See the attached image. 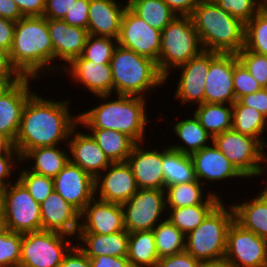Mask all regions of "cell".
Wrapping results in <instances>:
<instances>
[{
  "mask_svg": "<svg viewBox=\"0 0 267 267\" xmlns=\"http://www.w3.org/2000/svg\"><path fill=\"white\" fill-rule=\"evenodd\" d=\"M40 94L35 92L22 112L14 142L20 157L37 147L63 146V142L67 147L71 131L79 124L78 114L70 112L71 99L56 101Z\"/></svg>",
  "mask_w": 267,
  "mask_h": 267,
  "instance_id": "6da1fadb",
  "label": "cell"
},
{
  "mask_svg": "<svg viewBox=\"0 0 267 267\" xmlns=\"http://www.w3.org/2000/svg\"><path fill=\"white\" fill-rule=\"evenodd\" d=\"M111 98V100H110ZM96 96L100 103L88 111L78 113L81 129H111L124 133L136 143H144L149 123L147 98L130 95Z\"/></svg>",
  "mask_w": 267,
  "mask_h": 267,
  "instance_id": "7a4b0ae2",
  "label": "cell"
},
{
  "mask_svg": "<svg viewBox=\"0 0 267 267\" xmlns=\"http://www.w3.org/2000/svg\"><path fill=\"white\" fill-rule=\"evenodd\" d=\"M9 53L13 66L23 77L40 80L47 72H55L47 18L32 16L19 19L15 24L14 41Z\"/></svg>",
  "mask_w": 267,
  "mask_h": 267,
  "instance_id": "3957f363",
  "label": "cell"
},
{
  "mask_svg": "<svg viewBox=\"0 0 267 267\" xmlns=\"http://www.w3.org/2000/svg\"><path fill=\"white\" fill-rule=\"evenodd\" d=\"M190 17L204 50L237 54L244 47L245 24L212 0H202Z\"/></svg>",
  "mask_w": 267,
  "mask_h": 267,
  "instance_id": "277c9868",
  "label": "cell"
},
{
  "mask_svg": "<svg viewBox=\"0 0 267 267\" xmlns=\"http://www.w3.org/2000/svg\"><path fill=\"white\" fill-rule=\"evenodd\" d=\"M113 78V95L139 96L147 99V93L165 84L157 63L132 50L117 46L110 61ZM146 93V94H145Z\"/></svg>",
  "mask_w": 267,
  "mask_h": 267,
  "instance_id": "5b68a950",
  "label": "cell"
},
{
  "mask_svg": "<svg viewBox=\"0 0 267 267\" xmlns=\"http://www.w3.org/2000/svg\"><path fill=\"white\" fill-rule=\"evenodd\" d=\"M225 202L223 200L195 230L185 236V251L199 261L224 259L227 231L234 221L232 205L227 206Z\"/></svg>",
  "mask_w": 267,
  "mask_h": 267,
  "instance_id": "8992f818",
  "label": "cell"
},
{
  "mask_svg": "<svg viewBox=\"0 0 267 267\" xmlns=\"http://www.w3.org/2000/svg\"><path fill=\"white\" fill-rule=\"evenodd\" d=\"M199 35L190 16H176L163 30L158 70L165 78L174 69L188 62L203 51ZM171 72V73H170ZM167 81V82H166Z\"/></svg>",
  "mask_w": 267,
  "mask_h": 267,
  "instance_id": "52a82bcc",
  "label": "cell"
},
{
  "mask_svg": "<svg viewBox=\"0 0 267 267\" xmlns=\"http://www.w3.org/2000/svg\"><path fill=\"white\" fill-rule=\"evenodd\" d=\"M212 140L244 178H257L266 173L267 148L258 139L232 128L215 135Z\"/></svg>",
  "mask_w": 267,
  "mask_h": 267,
  "instance_id": "ba28073f",
  "label": "cell"
},
{
  "mask_svg": "<svg viewBox=\"0 0 267 267\" xmlns=\"http://www.w3.org/2000/svg\"><path fill=\"white\" fill-rule=\"evenodd\" d=\"M74 240L55 231L25 233L19 267H60L65 254L75 244Z\"/></svg>",
  "mask_w": 267,
  "mask_h": 267,
  "instance_id": "9c48e42d",
  "label": "cell"
},
{
  "mask_svg": "<svg viewBox=\"0 0 267 267\" xmlns=\"http://www.w3.org/2000/svg\"><path fill=\"white\" fill-rule=\"evenodd\" d=\"M2 191L6 230L21 234L42 230L40 204L17 178Z\"/></svg>",
  "mask_w": 267,
  "mask_h": 267,
  "instance_id": "30bf717a",
  "label": "cell"
},
{
  "mask_svg": "<svg viewBox=\"0 0 267 267\" xmlns=\"http://www.w3.org/2000/svg\"><path fill=\"white\" fill-rule=\"evenodd\" d=\"M121 206L123 208L124 228L129 233L153 230L167 217L165 190L138 189Z\"/></svg>",
  "mask_w": 267,
  "mask_h": 267,
  "instance_id": "8fae6325",
  "label": "cell"
},
{
  "mask_svg": "<svg viewBox=\"0 0 267 267\" xmlns=\"http://www.w3.org/2000/svg\"><path fill=\"white\" fill-rule=\"evenodd\" d=\"M224 260L229 267H267V241L234 220L227 231Z\"/></svg>",
  "mask_w": 267,
  "mask_h": 267,
  "instance_id": "7c38bea8",
  "label": "cell"
},
{
  "mask_svg": "<svg viewBox=\"0 0 267 267\" xmlns=\"http://www.w3.org/2000/svg\"><path fill=\"white\" fill-rule=\"evenodd\" d=\"M117 41L119 46L152 59L158 66L162 31L148 25L129 6L123 13Z\"/></svg>",
  "mask_w": 267,
  "mask_h": 267,
  "instance_id": "4fadbf2b",
  "label": "cell"
},
{
  "mask_svg": "<svg viewBox=\"0 0 267 267\" xmlns=\"http://www.w3.org/2000/svg\"><path fill=\"white\" fill-rule=\"evenodd\" d=\"M210 66V51L203 50L188 62L176 68L178 76L173 98L184 107L205 103V84ZM180 100V101H179Z\"/></svg>",
  "mask_w": 267,
  "mask_h": 267,
  "instance_id": "5bb4252c",
  "label": "cell"
},
{
  "mask_svg": "<svg viewBox=\"0 0 267 267\" xmlns=\"http://www.w3.org/2000/svg\"><path fill=\"white\" fill-rule=\"evenodd\" d=\"M137 191L135 177L127 161L111 163L95 179V197L106 202L122 205Z\"/></svg>",
  "mask_w": 267,
  "mask_h": 267,
  "instance_id": "9a60e30c",
  "label": "cell"
},
{
  "mask_svg": "<svg viewBox=\"0 0 267 267\" xmlns=\"http://www.w3.org/2000/svg\"><path fill=\"white\" fill-rule=\"evenodd\" d=\"M234 53L210 51V66L205 84V103L233 104Z\"/></svg>",
  "mask_w": 267,
  "mask_h": 267,
  "instance_id": "2e32d148",
  "label": "cell"
},
{
  "mask_svg": "<svg viewBox=\"0 0 267 267\" xmlns=\"http://www.w3.org/2000/svg\"><path fill=\"white\" fill-rule=\"evenodd\" d=\"M47 26L53 45L55 74L58 71L62 73L66 66L81 56L89 33L87 29L69 25L63 20L47 18Z\"/></svg>",
  "mask_w": 267,
  "mask_h": 267,
  "instance_id": "e0dca14e",
  "label": "cell"
},
{
  "mask_svg": "<svg viewBox=\"0 0 267 267\" xmlns=\"http://www.w3.org/2000/svg\"><path fill=\"white\" fill-rule=\"evenodd\" d=\"M53 182L54 190L80 213L95 197V179L70 161L53 178Z\"/></svg>",
  "mask_w": 267,
  "mask_h": 267,
  "instance_id": "ac0fdd59",
  "label": "cell"
},
{
  "mask_svg": "<svg viewBox=\"0 0 267 267\" xmlns=\"http://www.w3.org/2000/svg\"><path fill=\"white\" fill-rule=\"evenodd\" d=\"M125 230L120 204L94 197L80 213L78 233L113 234Z\"/></svg>",
  "mask_w": 267,
  "mask_h": 267,
  "instance_id": "d6986e66",
  "label": "cell"
},
{
  "mask_svg": "<svg viewBox=\"0 0 267 267\" xmlns=\"http://www.w3.org/2000/svg\"><path fill=\"white\" fill-rule=\"evenodd\" d=\"M79 128L81 126L78 124L71 131L67 142L69 161L96 179L111 162L86 129L83 132Z\"/></svg>",
  "mask_w": 267,
  "mask_h": 267,
  "instance_id": "ffe728a7",
  "label": "cell"
},
{
  "mask_svg": "<svg viewBox=\"0 0 267 267\" xmlns=\"http://www.w3.org/2000/svg\"><path fill=\"white\" fill-rule=\"evenodd\" d=\"M34 80L37 83V79L23 77L0 97V134L13 142L20 127L24 106L35 93L30 83Z\"/></svg>",
  "mask_w": 267,
  "mask_h": 267,
  "instance_id": "44dd1931",
  "label": "cell"
},
{
  "mask_svg": "<svg viewBox=\"0 0 267 267\" xmlns=\"http://www.w3.org/2000/svg\"><path fill=\"white\" fill-rule=\"evenodd\" d=\"M144 145V146H143ZM141 142L136 143L127 159L138 189L165 190L164 173L162 170V149L154 150Z\"/></svg>",
  "mask_w": 267,
  "mask_h": 267,
  "instance_id": "7402d4cb",
  "label": "cell"
},
{
  "mask_svg": "<svg viewBox=\"0 0 267 267\" xmlns=\"http://www.w3.org/2000/svg\"><path fill=\"white\" fill-rule=\"evenodd\" d=\"M76 84L83 85L85 92L96 96L113 95V78L110 64H98L85 60L82 56L75 58L62 70Z\"/></svg>",
  "mask_w": 267,
  "mask_h": 267,
  "instance_id": "603a6c76",
  "label": "cell"
},
{
  "mask_svg": "<svg viewBox=\"0 0 267 267\" xmlns=\"http://www.w3.org/2000/svg\"><path fill=\"white\" fill-rule=\"evenodd\" d=\"M42 230L55 231L76 238L80 212L55 190L40 204Z\"/></svg>",
  "mask_w": 267,
  "mask_h": 267,
  "instance_id": "cb8c5ba5",
  "label": "cell"
},
{
  "mask_svg": "<svg viewBox=\"0 0 267 267\" xmlns=\"http://www.w3.org/2000/svg\"><path fill=\"white\" fill-rule=\"evenodd\" d=\"M190 156L196 178L205 186L215 181L225 182L226 179H244L213 142Z\"/></svg>",
  "mask_w": 267,
  "mask_h": 267,
  "instance_id": "d4e9b609",
  "label": "cell"
},
{
  "mask_svg": "<svg viewBox=\"0 0 267 267\" xmlns=\"http://www.w3.org/2000/svg\"><path fill=\"white\" fill-rule=\"evenodd\" d=\"M127 6V0L121 3L118 0H90L88 33L118 39L122 16Z\"/></svg>",
  "mask_w": 267,
  "mask_h": 267,
  "instance_id": "484cf974",
  "label": "cell"
},
{
  "mask_svg": "<svg viewBox=\"0 0 267 267\" xmlns=\"http://www.w3.org/2000/svg\"><path fill=\"white\" fill-rule=\"evenodd\" d=\"M75 240L88 258L101 255L127 257L129 232L126 229L113 234L77 233Z\"/></svg>",
  "mask_w": 267,
  "mask_h": 267,
  "instance_id": "4316f807",
  "label": "cell"
},
{
  "mask_svg": "<svg viewBox=\"0 0 267 267\" xmlns=\"http://www.w3.org/2000/svg\"><path fill=\"white\" fill-rule=\"evenodd\" d=\"M250 198L231 204L234 220L267 241V190L261 188L257 196Z\"/></svg>",
  "mask_w": 267,
  "mask_h": 267,
  "instance_id": "83f0119b",
  "label": "cell"
},
{
  "mask_svg": "<svg viewBox=\"0 0 267 267\" xmlns=\"http://www.w3.org/2000/svg\"><path fill=\"white\" fill-rule=\"evenodd\" d=\"M204 188L206 187L198 179L188 183L166 186V207L178 208L199 204H220L225 200L220 196V192L218 193L216 190L206 192Z\"/></svg>",
  "mask_w": 267,
  "mask_h": 267,
  "instance_id": "f1b7e54d",
  "label": "cell"
},
{
  "mask_svg": "<svg viewBox=\"0 0 267 267\" xmlns=\"http://www.w3.org/2000/svg\"><path fill=\"white\" fill-rule=\"evenodd\" d=\"M66 149L60 148L59 145L37 147L28 150L21 157V163L24 165V162L33 161L32 165L29 164L27 167L29 171L54 178L69 161L68 146Z\"/></svg>",
  "mask_w": 267,
  "mask_h": 267,
  "instance_id": "f546056e",
  "label": "cell"
},
{
  "mask_svg": "<svg viewBox=\"0 0 267 267\" xmlns=\"http://www.w3.org/2000/svg\"><path fill=\"white\" fill-rule=\"evenodd\" d=\"M191 115H193L192 118H183L172 126L173 134L180 138L181 143H171L172 145H168L170 148L187 155L200 151L204 147L209 146V143L213 141V138L203 128L194 113Z\"/></svg>",
  "mask_w": 267,
  "mask_h": 267,
  "instance_id": "4dcf8cb0",
  "label": "cell"
},
{
  "mask_svg": "<svg viewBox=\"0 0 267 267\" xmlns=\"http://www.w3.org/2000/svg\"><path fill=\"white\" fill-rule=\"evenodd\" d=\"M111 163L126 162L136 142L128 135L111 129H87Z\"/></svg>",
  "mask_w": 267,
  "mask_h": 267,
  "instance_id": "1f68e13d",
  "label": "cell"
},
{
  "mask_svg": "<svg viewBox=\"0 0 267 267\" xmlns=\"http://www.w3.org/2000/svg\"><path fill=\"white\" fill-rule=\"evenodd\" d=\"M166 146L161 147L165 188L197 180L191 156Z\"/></svg>",
  "mask_w": 267,
  "mask_h": 267,
  "instance_id": "d6a6232c",
  "label": "cell"
},
{
  "mask_svg": "<svg viewBox=\"0 0 267 267\" xmlns=\"http://www.w3.org/2000/svg\"><path fill=\"white\" fill-rule=\"evenodd\" d=\"M127 259L131 267H156L159 257L153 230L129 233Z\"/></svg>",
  "mask_w": 267,
  "mask_h": 267,
  "instance_id": "836d02e7",
  "label": "cell"
},
{
  "mask_svg": "<svg viewBox=\"0 0 267 267\" xmlns=\"http://www.w3.org/2000/svg\"><path fill=\"white\" fill-rule=\"evenodd\" d=\"M232 106V128L238 133L258 139L267 148L266 137L263 136L267 132L266 117L254 108L243 105L239 100Z\"/></svg>",
  "mask_w": 267,
  "mask_h": 267,
  "instance_id": "e575fe53",
  "label": "cell"
},
{
  "mask_svg": "<svg viewBox=\"0 0 267 267\" xmlns=\"http://www.w3.org/2000/svg\"><path fill=\"white\" fill-rule=\"evenodd\" d=\"M196 106L193 113L212 138L232 129L233 106L231 104L203 103Z\"/></svg>",
  "mask_w": 267,
  "mask_h": 267,
  "instance_id": "d590c367",
  "label": "cell"
},
{
  "mask_svg": "<svg viewBox=\"0 0 267 267\" xmlns=\"http://www.w3.org/2000/svg\"><path fill=\"white\" fill-rule=\"evenodd\" d=\"M128 6L152 28L162 31L177 14L163 0H127Z\"/></svg>",
  "mask_w": 267,
  "mask_h": 267,
  "instance_id": "8d00e7d4",
  "label": "cell"
},
{
  "mask_svg": "<svg viewBox=\"0 0 267 267\" xmlns=\"http://www.w3.org/2000/svg\"><path fill=\"white\" fill-rule=\"evenodd\" d=\"M219 204L167 208V219L185 236L195 230Z\"/></svg>",
  "mask_w": 267,
  "mask_h": 267,
  "instance_id": "74e56055",
  "label": "cell"
},
{
  "mask_svg": "<svg viewBox=\"0 0 267 267\" xmlns=\"http://www.w3.org/2000/svg\"><path fill=\"white\" fill-rule=\"evenodd\" d=\"M158 257L185 251V235L167 218L153 228Z\"/></svg>",
  "mask_w": 267,
  "mask_h": 267,
  "instance_id": "f35d334b",
  "label": "cell"
},
{
  "mask_svg": "<svg viewBox=\"0 0 267 267\" xmlns=\"http://www.w3.org/2000/svg\"><path fill=\"white\" fill-rule=\"evenodd\" d=\"M244 47L251 52L267 55V10L260 9L245 24Z\"/></svg>",
  "mask_w": 267,
  "mask_h": 267,
  "instance_id": "ab89813d",
  "label": "cell"
},
{
  "mask_svg": "<svg viewBox=\"0 0 267 267\" xmlns=\"http://www.w3.org/2000/svg\"><path fill=\"white\" fill-rule=\"evenodd\" d=\"M117 46V39L89 34L81 56L94 63L110 64Z\"/></svg>",
  "mask_w": 267,
  "mask_h": 267,
  "instance_id": "60d3db41",
  "label": "cell"
},
{
  "mask_svg": "<svg viewBox=\"0 0 267 267\" xmlns=\"http://www.w3.org/2000/svg\"><path fill=\"white\" fill-rule=\"evenodd\" d=\"M24 169L17 174L16 178L25 186L34 200L41 204L54 190L53 178L33 173L23 166Z\"/></svg>",
  "mask_w": 267,
  "mask_h": 267,
  "instance_id": "b9f144b4",
  "label": "cell"
},
{
  "mask_svg": "<svg viewBox=\"0 0 267 267\" xmlns=\"http://www.w3.org/2000/svg\"><path fill=\"white\" fill-rule=\"evenodd\" d=\"M22 236L23 234L10 230L0 234V267H19Z\"/></svg>",
  "mask_w": 267,
  "mask_h": 267,
  "instance_id": "7bdbcfd3",
  "label": "cell"
},
{
  "mask_svg": "<svg viewBox=\"0 0 267 267\" xmlns=\"http://www.w3.org/2000/svg\"><path fill=\"white\" fill-rule=\"evenodd\" d=\"M237 57L259 85L267 88V55L251 52L243 47Z\"/></svg>",
  "mask_w": 267,
  "mask_h": 267,
  "instance_id": "ee69618b",
  "label": "cell"
},
{
  "mask_svg": "<svg viewBox=\"0 0 267 267\" xmlns=\"http://www.w3.org/2000/svg\"><path fill=\"white\" fill-rule=\"evenodd\" d=\"M233 87L236 101L247 94H252L262 89L259 83L238 60L236 53H234Z\"/></svg>",
  "mask_w": 267,
  "mask_h": 267,
  "instance_id": "f6af8a7d",
  "label": "cell"
},
{
  "mask_svg": "<svg viewBox=\"0 0 267 267\" xmlns=\"http://www.w3.org/2000/svg\"><path fill=\"white\" fill-rule=\"evenodd\" d=\"M226 10L231 16L238 18L244 24L250 21L260 10L258 0H212Z\"/></svg>",
  "mask_w": 267,
  "mask_h": 267,
  "instance_id": "bcb514c9",
  "label": "cell"
},
{
  "mask_svg": "<svg viewBox=\"0 0 267 267\" xmlns=\"http://www.w3.org/2000/svg\"><path fill=\"white\" fill-rule=\"evenodd\" d=\"M89 4L90 0H76L63 21L69 25L87 29Z\"/></svg>",
  "mask_w": 267,
  "mask_h": 267,
  "instance_id": "7dc6e473",
  "label": "cell"
},
{
  "mask_svg": "<svg viewBox=\"0 0 267 267\" xmlns=\"http://www.w3.org/2000/svg\"><path fill=\"white\" fill-rule=\"evenodd\" d=\"M21 164L20 155H0V190H3L13 182L14 178L11 176L16 174L13 171L17 168L20 171Z\"/></svg>",
  "mask_w": 267,
  "mask_h": 267,
  "instance_id": "c3c4849f",
  "label": "cell"
},
{
  "mask_svg": "<svg viewBox=\"0 0 267 267\" xmlns=\"http://www.w3.org/2000/svg\"><path fill=\"white\" fill-rule=\"evenodd\" d=\"M200 261L183 251L179 254L159 258L156 267H198Z\"/></svg>",
  "mask_w": 267,
  "mask_h": 267,
  "instance_id": "681fc988",
  "label": "cell"
},
{
  "mask_svg": "<svg viewBox=\"0 0 267 267\" xmlns=\"http://www.w3.org/2000/svg\"><path fill=\"white\" fill-rule=\"evenodd\" d=\"M76 0H46L44 17L63 20L67 11L72 7Z\"/></svg>",
  "mask_w": 267,
  "mask_h": 267,
  "instance_id": "f907efd6",
  "label": "cell"
},
{
  "mask_svg": "<svg viewBox=\"0 0 267 267\" xmlns=\"http://www.w3.org/2000/svg\"><path fill=\"white\" fill-rule=\"evenodd\" d=\"M239 101L250 108H254L258 112L267 116V88H262L252 94H247L239 99Z\"/></svg>",
  "mask_w": 267,
  "mask_h": 267,
  "instance_id": "816d5d0a",
  "label": "cell"
},
{
  "mask_svg": "<svg viewBox=\"0 0 267 267\" xmlns=\"http://www.w3.org/2000/svg\"><path fill=\"white\" fill-rule=\"evenodd\" d=\"M60 267H90V260L77 244H74L65 254Z\"/></svg>",
  "mask_w": 267,
  "mask_h": 267,
  "instance_id": "f5cc1de1",
  "label": "cell"
},
{
  "mask_svg": "<svg viewBox=\"0 0 267 267\" xmlns=\"http://www.w3.org/2000/svg\"><path fill=\"white\" fill-rule=\"evenodd\" d=\"M46 0H14L23 17L43 16Z\"/></svg>",
  "mask_w": 267,
  "mask_h": 267,
  "instance_id": "db71d44e",
  "label": "cell"
},
{
  "mask_svg": "<svg viewBox=\"0 0 267 267\" xmlns=\"http://www.w3.org/2000/svg\"><path fill=\"white\" fill-rule=\"evenodd\" d=\"M16 22L0 17V47L10 52L15 32Z\"/></svg>",
  "mask_w": 267,
  "mask_h": 267,
  "instance_id": "11a10c76",
  "label": "cell"
},
{
  "mask_svg": "<svg viewBox=\"0 0 267 267\" xmlns=\"http://www.w3.org/2000/svg\"><path fill=\"white\" fill-rule=\"evenodd\" d=\"M90 267H131L127 257H112L101 255L89 258Z\"/></svg>",
  "mask_w": 267,
  "mask_h": 267,
  "instance_id": "9f6ffc18",
  "label": "cell"
},
{
  "mask_svg": "<svg viewBox=\"0 0 267 267\" xmlns=\"http://www.w3.org/2000/svg\"><path fill=\"white\" fill-rule=\"evenodd\" d=\"M178 16H190L202 0H163Z\"/></svg>",
  "mask_w": 267,
  "mask_h": 267,
  "instance_id": "6f0895ef",
  "label": "cell"
},
{
  "mask_svg": "<svg viewBox=\"0 0 267 267\" xmlns=\"http://www.w3.org/2000/svg\"><path fill=\"white\" fill-rule=\"evenodd\" d=\"M0 17L17 22L23 15L14 0H0Z\"/></svg>",
  "mask_w": 267,
  "mask_h": 267,
  "instance_id": "680465c9",
  "label": "cell"
},
{
  "mask_svg": "<svg viewBox=\"0 0 267 267\" xmlns=\"http://www.w3.org/2000/svg\"><path fill=\"white\" fill-rule=\"evenodd\" d=\"M0 76H22L13 66L10 53L0 47Z\"/></svg>",
  "mask_w": 267,
  "mask_h": 267,
  "instance_id": "91938a15",
  "label": "cell"
},
{
  "mask_svg": "<svg viewBox=\"0 0 267 267\" xmlns=\"http://www.w3.org/2000/svg\"><path fill=\"white\" fill-rule=\"evenodd\" d=\"M0 155H19L14 142L6 136L0 134Z\"/></svg>",
  "mask_w": 267,
  "mask_h": 267,
  "instance_id": "94428289",
  "label": "cell"
},
{
  "mask_svg": "<svg viewBox=\"0 0 267 267\" xmlns=\"http://www.w3.org/2000/svg\"><path fill=\"white\" fill-rule=\"evenodd\" d=\"M22 78L23 76H0V97Z\"/></svg>",
  "mask_w": 267,
  "mask_h": 267,
  "instance_id": "6125c7cd",
  "label": "cell"
},
{
  "mask_svg": "<svg viewBox=\"0 0 267 267\" xmlns=\"http://www.w3.org/2000/svg\"><path fill=\"white\" fill-rule=\"evenodd\" d=\"M198 267H229L224 259L200 261Z\"/></svg>",
  "mask_w": 267,
  "mask_h": 267,
  "instance_id": "be15d7a7",
  "label": "cell"
},
{
  "mask_svg": "<svg viewBox=\"0 0 267 267\" xmlns=\"http://www.w3.org/2000/svg\"><path fill=\"white\" fill-rule=\"evenodd\" d=\"M0 221H5L4 196L2 190H0Z\"/></svg>",
  "mask_w": 267,
  "mask_h": 267,
  "instance_id": "e7e4bbea",
  "label": "cell"
},
{
  "mask_svg": "<svg viewBox=\"0 0 267 267\" xmlns=\"http://www.w3.org/2000/svg\"><path fill=\"white\" fill-rule=\"evenodd\" d=\"M260 9L267 10V0H258Z\"/></svg>",
  "mask_w": 267,
  "mask_h": 267,
  "instance_id": "03108f58",
  "label": "cell"
},
{
  "mask_svg": "<svg viewBox=\"0 0 267 267\" xmlns=\"http://www.w3.org/2000/svg\"><path fill=\"white\" fill-rule=\"evenodd\" d=\"M6 229H5V221H0V234L2 232H4Z\"/></svg>",
  "mask_w": 267,
  "mask_h": 267,
  "instance_id": "003e7915",
  "label": "cell"
},
{
  "mask_svg": "<svg viewBox=\"0 0 267 267\" xmlns=\"http://www.w3.org/2000/svg\"><path fill=\"white\" fill-rule=\"evenodd\" d=\"M266 172H267V171H266ZM266 174H267V173L264 174V175H265L264 177H266V178H265L266 180L263 179L262 181H263V183L265 182L264 184H266V185H265L264 187H265V189L267 190V175H266Z\"/></svg>",
  "mask_w": 267,
  "mask_h": 267,
  "instance_id": "a7ac6f4b",
  "label": "cell"
}]
</instances>
